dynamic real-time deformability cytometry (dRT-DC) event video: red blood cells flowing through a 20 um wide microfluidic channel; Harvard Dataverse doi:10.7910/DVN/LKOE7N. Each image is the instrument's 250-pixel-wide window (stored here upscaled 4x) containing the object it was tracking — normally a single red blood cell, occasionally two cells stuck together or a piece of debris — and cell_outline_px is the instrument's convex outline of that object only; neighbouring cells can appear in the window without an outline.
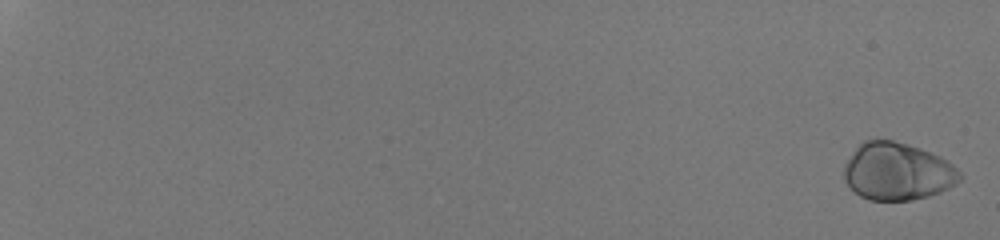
{"species": "human", "species_latin": "Homo sapiens", "temperature_condition": "room temperature", "stored_images_in_passage": 55, "camera_frame_rate_fps": 3000, "um_per_image_px": 0.085, "donor": {"sex": "male"}, "frame": {"image": 1, "passage_image": 2, "time_ms": 0.333, "image_size_px": [1000, 240], "cell_outline_px": [[964, 176], [956, 184], [940, 192], [928, 196], [912, 200], [868, 200], [860, 196], [844, 180], [844, 164], [852, 152], [864, 140], [892, 140], [908, 144], [920, 148], [940, 156], [952, 164]], "centroid_in_image_um": [76.29, 14.58], "position_along_channel_um": 8.7, "area_um2": 38.84}}
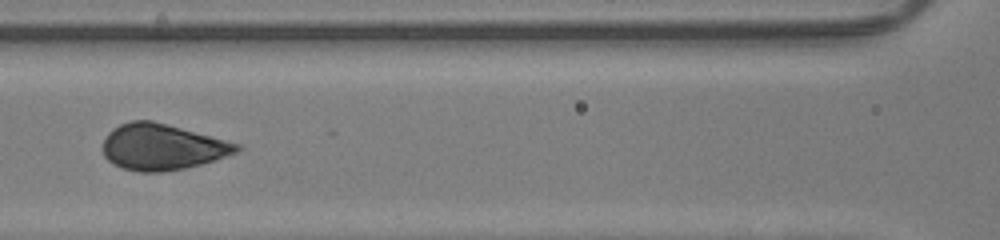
{"frame": {"image": 2, "passage_image": 32, "time_ms": 10.333, "image_size_px": [1000, 240], "cell_outline_px": [[244, 148], [236, 152], [200, 164], [184, 168], [160, 172], [136, 172], [112, 164], [104, 156], [100, 148], [108, 132], [112, 128], [120, 124], [132, 120], [152, 120], [240, 144]], "centroid_in_image_um": [13.72, 12.49], "position_along_channel_um": 152.9, "area_um2": 35.84}}
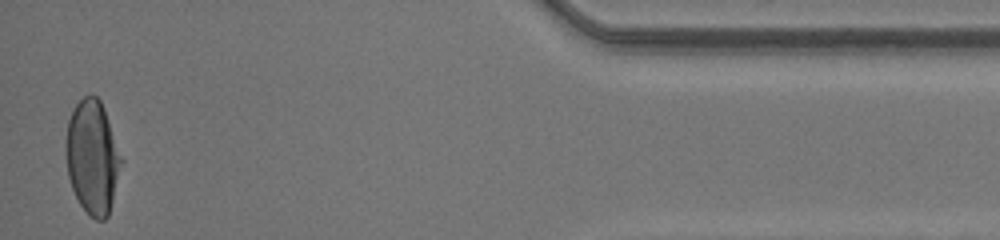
{"frame": {"image": 3, "passage_image": 55, "time_ms": 18.0, "image_size_px": [1000, 240], "cell_outline_px": [[124, 160], [108, 216], [104, 220], [96, 220], [80, 204], [72, 188], [68, 176], [64, 148], [64, 144], [68, 120], [76, 104], [84, 96], [96, 96], [100, 100], [104, 108]], "centroid_in_image_um": [7.87, 13.35], "position_along_channel_um": 427.3, "area_um2": 36.93}, "authors_computed_cell_mechanics": {"area_um2": 36.703, "velocity_mm_per_s": 4.2406, "shape_relaxation_time_tau1_ms": 3.53, "shape_relaxation_time_tau2_ms": null, "deformation_change_tau1": 0.1738, "deformation_change_tau2": null}}